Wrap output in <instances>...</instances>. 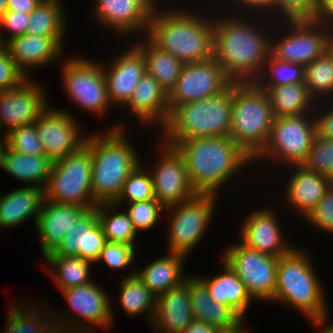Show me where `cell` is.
I'll use <instances>...</instances> for the list:
<instances>
[{"label":"cell","instance_id":"1","mask_svg":"<svg viewBox=\"0 0 333 333\" xmlns=\"http://www.w3.org/2000/svg\"><path fill=\"white\" fill-rule=\"evenodd\" d=\"M221 10L223 14L220 10L213 13V57L233 82L254 81L271 56V31L275 22L266 17L263 20L261 15H228L229 9ZM217 13L221 15L217 17Z\"/></svg>","mask_w":333,"mask_h":333},{"label":"cell","instance_id":"2","mask_svg":"<svg viewBox=\"0 0 333 333\" xmlns=\"http://www.w3.org/2000/svg\"><path fill=\"white\" fill-rule=\"evenodd\" d=\"M160 4L152 13L146 36L183 64L213 58V14L208 15L209 9H206V15L194 6L182 8L180 5L172 7L171 3L167 7L168 4Z\"/></svg>","mask_w":333,"mask_h":333},{"label":"cell","instance_id":"3","mask_svg":"<svg viewBox=\"0 0 333 333\" xmlns=\"http://www.w3.org/2000/svg\"><path fill=\"white\" fill-rule=\"evenodd\" d=\"M174 147L185 159L190 183L200 194L220 196L222 186L253 165L252 158L229 136L184 139Z\"/></svg>","mask_w":333,"mask_h":333},{"label":"cell","instance_id":"4","mask_svg":"<svg viewBox=\"0 0 333 333\" xmlns=\"http://www.w3.org/2000/svg\"><path fill=\"white\" fill-rule=\"evenodd\" d=\"M109 127L89 133L85 141L92 157L91 193L98 204L113 203L127 177L143 162L128 138L127 127L119 122Z\"/></svg>","mask_w":333,"mask_h":333},{"label":"cell","instance_id":"5","mask_svg":"<svg viewBox=\"0 0 333 333\" xmlns=\"http://www.w3.org/2000/svg\"><path fill=\"white\" fill-rule=\"evenodd\" d=\"M300 248L295 247L279 257L276 288L270 302L293 306L308 320L328 318L324 283L317 274L309 252Z\"/></svg>","mask_w":333,"mask_h":333},{"label":"cell","instance_id":"6","mask_svg":"<svg viewBox=\"0 0 333 333\" xmlns=\"http://www.w3.org/2000/svg\"><path fill=\"white\" fill-rule=\"evenodd\" d=\"M231 115L232 83L217 96L176 106L157 138L174 147L184 139L229 136Z\"/></svg>","mask_w":333,"mask_h":333},{"label":"cell","instance_id":"7","mask_svg":"<svg viewBox=\"0 0 333 333\" xmlns=\"http://www.w3.org/2000/svg\"><path fill=\"white\" fill-rule=\"evenodd\" d=\"M274 118L265 89L254 81L232 82L229 137L252 159L265 146Z\"/></svg>","mask_w":333,"mask_h":333},{"label":"cell","instance_id":"8","mask_svg":"<svg viewBox=\"0 0 333 333\" xmlns=\"http://www.w3.org/2000/svg\"><path fill=\"white\" fill-rule=\"evenodd\" d=\"M315 136L313 113L275 117L265 146L252 159L253 166L260 161H272L271 165L276 162L284 169L302 165Z\"/></svg>","mask_w":333,"mask_h":333},{"label":"cell","instance_id":"9","mask_svg":"<svg viewBox=\"0 0 333 333\" xmlns=\"http://www.w3.org/2000/svg\"><path fill=\"white\" fill-rule=\"evenodd\" d=\"M91 179V152L83 145L78 151L52 163L44 187V199L51 203L95 208L98 203L92 197Z\"/></svg>","mask_w":333,"mask_h":333},{"label":"cell","instance_id":"10","mask_svg":"<svg viewBox=\"0 0 333 333\" xmlns=\"http://www.w3.org/2000/svg\"><path fill=\"white\" fill-rule=\"evenodd\" d=\"M106 291L95 281L62 290L70 310L60 312L55 309V312L52 309L55 325L67 333H94L95 326L109 328L114 315L111 297Z\"/></svg>","mask_w":333,"mask_h":333},{"label":"cell","instance_id":"11","mask_svg":"<svg viewBox=\"0 0 333 333\" xmlns=\"http://www.w3.org/2000/svg\"><path fill=\"white\" fill-rule=\"evenodd\" d=\"M219 195L196 194L190 200L165 208L169 214L168 252L188 256L209 231ZM168 212V213H166Z\"/></svg>","mask_w":333,"mask_h":333},{"label":"cell","instance_id":"12","mask_svg":"<svg viewBox=\"0 0 333 333\" xmlns=\"http://www.w3.org/2000/svg\"><path fill=\"white\" fill-rule=\"evenodd\" d=\"M63 90L78 108L103 117L112 108L104 78L103 63L72 56L62 62Z\"/></svg>","mask_w":333,"mask_h":333},{"label":"cell","instance_id":"13","mask_svg":"<svg viewBox=\"0 0 333 333\" xmlns=\"http://www.w3.org/2000/svg\"><path fill=\"white\" fill-rule=\"evenodd\" d=\"M332 38L333 30L317 21L275 23L271 36V56L307 66L326 52Z\"/></svg>","mask_w":333,"mask_h":333},{"label":"cell","instance_id":"14","mask_svg":"<svg viewBox=\"0 0 333 333\" xmlns=\"http://www.w3.org/2000/svg\"><path fill=\"white\" fill-rule=\"evenodd\" d=\"M221 258L244 283L254 301L267 303L273 299L279 257L260 253L237 241L225 246Z\"/></svg>","mask_w":333,"mask_h":333},{"label":"cell","instance_id":"15","mask_svg":"<svg viewBox=\"0 0 333 333\" xmlns=\"http://www.w3.org/2000/svg\"><path fill=\"white\" fill-rule=\"evenodd\" d=\"M158 157L148 169L151 173L155 199L165 208L185 202L198 194L192 187L183 156L175 147L164 144L159 138Z\"/></svg>","mask_w":333,"mask_h":333},{"label":"cell","instance_id":"16","mask_svg":"<svg viewBox=\"0 0 333 333\" xmlns=\"http://www.w3.org/2000/svg\"><path fill=\"white\" fill-rule=\"evenodd\" d=\"M232 82L214 57L186 63L175 87L168 94L170 112L178 105L217 96Z\"/></svg>","mask_w":333,"mask_h":333},{"label":"cell","instance_id":"17","mask_svg":"<svg viewBox=\"0 0 333 333\" xmlns=\"http://www.w3.org/2000/svg\"><path fill=\"white\" fill-rule=\"evenodd\" d=\"M91 9L99 25L121 38L147 35L152 13L161 0H93ZM93 10V11H92ZM107 27V28H106ZM139 34V35H137Z\"/></svg>","mask_w":333,"mask_h":333},{"label":"cell","instance_id":"18","mask_svg":"<svg viewBox=\"0 0 333 333\" xmlns=\"http://www.w3.org/2000/svg\"><path fill=\"white\" fill-rule=\"evenodd\" d=\"M49 107L35 121L46 156L53 162L78 151L87 138L74 113ZM74 115V116H73Z\"/></svg>","mask_w":333,"mask_h":333},{"label":"cell","instance_id":"19","mask_svg":"<svg viewBox=\"0 0 333 333\" xmlns=\"http://www.w3.org/2000/svg\"><path fill=\"white\" fill-rule=\"evenodd\" d=\"M31 80L27 78L15 88L0 91V132L3 136L16 127L34 124L49 107L42 84Z\"/></svg>","mask_w":333,"mask_h":333},{"label":"cell","instance_id":"20","mask_svg":"<svg viewBox=\"0 0 333 333\" xmlns=\"http://www.w3.org/2000/svg\"><path fill=\"white\" fill-rule=\"evenodd\" d=\"M274 207L252 210L239 228V241L245 246L270 256L281 257L291 252L296 246L284 240L285 235L279 224Z\"/></svg>","mask_w":333,"mask_h":333},{"label":"cell","instance_id":"21","mask_svg":"<svg viewBox=\"0 0 333 333\" xmlns=\"http://www.w3.org/2000/svg\"><path fill=\"white\" fill-rule=\"evenodd\" d=\"M126 49L113 61H108V66L103 64L108 97L113 107L123 108L128 104L146 72L143 53L133 43Z\"/></svg>","mask_w":333,"mask_h":333},{"label":"cell","instance_id":"22","mask_svg":"<svg viewBox=\"0 0 333 333\" xmlns=\"http://www.w3.org/2000/svg\"><path fill=\"white\" fill-rule=\"evenodd\" d=\"M106 242L95 207L88 209L77 222H74L53 253L58 256L80 257L96 264Z\"/></svg>","mask_w":333,"mask_h":333},{"label":"cell","instance_id":"23","mask_svg":"<svg viewBox=\"0 0 333 333\" xmlns=\"http://www.w3.org/2000/svg\"><path fill=\"white\" fill-rule=\"evenodd\" d=\"M291 176L288 178L286 191L284 190V204L293 213H297L304 219L308 213L317 205L318 201L326 194L333 185V180L319 173L309 171L302 165L286 167ZM291 168V169H290Z\"/></svg>","mask_w":333,"mask_h":333},{"label":"cell","instance_id":"24","mask_svg":"<svg viewBox=\"0 0 333 333\" xmlns=\"http://www.w3.org/2000/svg\"><path fill=\"white\" fill-rule=\"evenodd\" d=\"M124 110L130 111L141 126L161 129L170 114L168 93L152 75L145 72Z\"/></svg>","mask_w":333,"mask_h":333},{"label":"cell","instance_id":"25","mask_svg":"<svg viewBox=\"0 0 333 333\" xmlns=\"http://www.w3.org/2000/svg\"><path fill=\"white\" fill-rule=\"evenodd\" d=\"M88 210L86 207L51 203L44 199L35 224L40 238L41 255L46 257L61 244L65 234L74 222Z\"/></svg>","mask_w":333,"mask_h":333},{"label":"cell","instance_id":"26","mask_svg":"<svg viewBox=\"0 0 333 333\" xmlns=\"http://www.w3.org/2000/svg\"><path fill=\"white\" fill-rule=\"evenodd\" d=\"M16 66L30 78L31 70L59 63L64 48L54 39L24 34L4 44ZM58 60L57 62H55Z\"/></svg>","mask_w":333,"mask_h":333},{"label":"cell","instance_id":"27","mask_svg":"<svg viewBox=\"0 0 333 333\" xmlns=\"http://www.w3.org/2000/svg\"><path fill=\"white\" fill-rule=\"evenodd\" d=\"M193 320L188 278L156 298V313L150 328L156 333H182Z\"/></svg>","mask_w":333,"mask_h":333},{"label":"cell","instance_id":"28","mask_svg":"<svg viewBox=\"0 0 333 333\" xmlns=\"http://www.w3.org/2000/svg\"><path fill=\"white\" fill-rule=\"evenodd\" d=\"M20 187L0 196L1 230L21 226L29 219L34 220V225L37 222L44 200V188Z\"/></svg>","mask_w":333,"mask_h":333},{"label":"cell","instance_id":"29","mask_svg":"<svg viewBox=\"0 0 333 333\" xmlns=\"http://www.w3.org/2000/svg\"><path fill=\"white\" fill-rule=\"evenodd\" d=\"M220 261L223 268L221 274L196 277L206 286L213 300L227 305L240 319H246L247 310L254 300L229 265L222 259Z\"/></svg>","mask_w":333,"mask_h":333},{"label":"cell","instance_id":"30","mask_svg":"<svg viewBox=\"0 0 333 333\" xmlns=\"http://www.w3.org/2000/svg\"><path fill=\"white\" fill-rule=\"evenodd\" d=\"M186 258L184 254L167 251L166 256H159L144 268L137 267L136 275L157 298L190 277L184 273Z\"/></svg>","mask_w":333,"mask_h":333},{"label":"cell","instance_id":"31","mask_svg":"<svg viewBox=\"0 0 333 333\" xmlns=\"http://www.w3.org/2000/svg\"><path fill=\"white\" fill-rule=\"evenodd\" d=\"M190 304L194 319L224 330L240 318L227 306L213 300L206 286L195 276L189 277Z\"/></svg>","mask_w":333,"mask_h":333},{"label":"cell","instance_id":"32","mask_svg":"<svg viewBox=\"0 0 333 333\" xmlns=\"http://www.w3.org/2000/svg\"><path fill=\"white\" fill-rule=\"evenodd\" d=\"M135 40L132 43L143 53L146 73L152 75L169 94L175 87L184 64L157 47L146 35Z\"/></svg>","mask_w":333,"mask_h":333},{"label":"cell","instance_id":"33","mask_svg":"<svg viewBox=\"0 0 333 333\" xmlns=\"http://www.w3.org/2000/svg\"><path fill=\"white\" fill-rule=\"evenodd\" d=\"M52 163L53 161L46 155L20 154L7 146L3 155L2 169L26 186L44 188Z\"/></svg>","mask_w":333,"mask_h":333},{"label":"cell","instance_id":"34","mask_svg":"<svg viewBox=\"0 0 333 333\" xmlns=\"http://www.w3.org/2000/svg\"><path fill=\"white\" fill-rule=\"evenodd\" d=\"M13 302L6 314L7 322L3 333H48L55 326L50 306L48 309L44 304L38 307V302H33L34 305L29 301Z\"/></svg>","mask_w":333,"mask_h":333},{"label":"cell","instance_id":"35","mask_svg":"<svg viewBox=\"0 0 333 333\" xmlns=\"http://www.w3.org/2000/svg\"><path fill=\"white\" fill-rule=\"evenodd\" d=\"M62 1L42 0L30 14L26 34L54 38L64 48L68 16Z\"/></svg>","mask_w":333,"mask_h":333},{"label":"cell","instance_id":"36","mask_svg":"<svg viewBox=\"0 0 333 333\" xmlns=\"http://www.w3.org/2000/svg\"><path fill=\"white\" fill-rule=\"evenodd\" d=\"M118 305L129 317L145 315L151 325L156 313V297L136 275V270L119 281Z\"/></svg>","mask_w":333,"mask_h":333},{"label":"cell","instance_id":"37","mask_svg":"<svg viewBox=\"0 0 333 333\" xmlns=\"http://www.w3.org/2000/svg\"><path fill=\"white\" fill-rule=\"evenodd\" d=\"M259 87L266 90L275 117L312 113L316 106L304 83Z\"/></svg>","mask_w":333,"mask_h":333},{"label":"cell","instance_id":"38","mask_svg":"<svg viewBox=\"0 0 333 333\" xmlns=\"http://www.w3.org/2000/svg\"><path fill=\"white\" fill-rule=\"evenodd\" d=\"M43 259L48 264V267H52H49L47 271L45 269V272L51 276L60 291L86 285L93 281L90 278V271H92L91 269H93L92 267L95 264L89 260L80 257L58 256L53 252Z\"/></svg>","mask_w":333,"mask_h":333},{"label":"cell","instance_id":"39","mask_svg":"<svg viewBox=\"0 0 333 333\" xmlns=\"http://www.w3.org/2000/svg\"><path fill=\"white\" fill-rule=\"evenodd\" d=\"M121 209L113 203H100L96 206L98 220L107 241L122 242L136 247L138 234L128 214L124 209L120 211Z\"/></svg>","mask_w":333,"mask_h":333},{"label":"cell","instance_id":"40","mask_svg":"<svg viewBox=\"0 0 333 333\" xmlns=\"http://www.w3.org/2000/svg\"><path fill=\"white\" fill-rule=\"evenodd\" d=\"M304 85L316 103L333 100V61L327 52L305 66Z\"/></svg>","mask_w":333,"mask_h":333},{"label":"cell","instance_id":"41","mask_svg":"<svg viewBox=\"0 0 333 333\" xmlns=\"http://www.w3.org/2000/svg\"><path fill=\"white\" fill-rule=\"evenodd\" d=\"M319 4L320 0H269L267 17L275 23L316 21Z\"/></svg>","mask_w":333,"mask_h":333},{"label":"cell","instance_id":"42","mask_svg":"<svg viewBox=\"0 0 333 333\" xmlns=\"http://www.w3.org/2000/svg\"><path fill=\"white\" fill-rule=\"evenodd\" d=\"M304 74V65L281 61L270 56L254 82L258 86L293 85L304 83Z\"/></svg>","mask_w":333,"mask_h":333},{"label":"cell","instance_id":"43","mask_svg":"<svg viewBox=\"0 0 333 333\" xmlns=\"http://www.w3.org/2000/svg\"><path fill=\"white\" fill-rule=\"evenodd\" d=\"M144 162L140 163L127 177L121 193L113 202L115 205L148 201L155 199L151 173Z\"/></svg>","mask_w":333,"mask_h":333},{"label":"cell","instance_id":"44","mask_svg":"<svg viewBox=\"0 0 333 333\" xmlns=\"http://www.w3.org/2000/svg\"><path fill=\"white\" fill-rule=\"evenodd\" d=\"M116 206L121 208L122 206H124L123 208L127 206L125 212L128 214L137 233L152 229L156 223L161 221L162 212H165V207L156 199Z\"/></svg>","mask_w":333,"mask_h":333},{"label":"cell","instance_id":"45","mask_svg":"<svg viewBox=\"0 0 333 333\" xmlns=\"http://www.w3.org/2000/svg\"><path fill=\"white\" fill-rule=\"evenodd\" d=\"M302 166L333 180V139L315 136L308 157Z\"/></svg>","mask_w":333,"mask_h":333},{"label":"cell","instance_id":"46","mask_svg":"<svg viewBox=\"0 0 333 333\" xmlns=\"http://www.w3.org/2000/svg\"><path fill=\"white\" fill-rule=\"evenodd\" d=\"M7 146L20 154L46 155L35 124L16 127L5 135Z\"/></svg>","mask_w":333,"mask_h":333},{"label":"cell","instance_id":"47","mask_svg":"<svg viewBox=\"0 0 333 333\" xmlns=\"http://www.w3.org/2000/svg\"><path fill=\"white\" fill-rule=\"evenodd\" d=\"M136 250L137 248L134 245L107 241L96 263L104 261L109 268L113 270L122 269L125 272L131 264L136 262Z\"/></svg>","mask_w":333,"mask_h":333},{"label":"cell","instance_id":"48","mask_svg":"<svg viewBox=\"0 0 333 333\" xmlns=\"http://www.w3.org/2000/svg\"><path fill=\"white\" fill-rule=\"evenodd\" d=\"M307 224L318 231L333 234V185L304 218Z\"/></svg>","mask_w":333,"mask_h":333},{"label":"cell","instance_id":"49","mask_svg":"<svg viewBox=\"0 0 333 333\" xmlns=\"http://www.w3.org/2000/svg\"><path fill=\"white\" fill-rule=\"evenodd\" d=\"M27 77L16 66L4 44H0V91L19 86Z\"/></svg>","mask_w":333,"mask_h":333},{"label":"cell","instance_id":"50","mask_svg":"<svg viewBox=\"0 0 333 333\" xmlns=\"http://www.w3.org/2000/svg\"><path fill=\"white\" fill-rule=\"evenodd\" d=\"M30 20V14H23L15 11H6L0 17V44H5L14 37L26 34L27 25ZM3 28V29H2ZM10 33L5 38V33ZM7 31V32H6Z\"/></svg>","mask_w":333,"mask_h":333},{"label":"cell","instance_id":"51","mask_svg":"<svg viewBox=\"0 0 333 333\" xmlns=\"http://www.w3.org/2000/svg\"><path fill=\"white\" fill-rule=\"evenodd\" d=\"M312 113L316 136L333 139V100L317 102Z\"/></svg>","mask_w":333,"mask_h":333},{"label":"cell","instance_id":"52","mask_svg":"<svg viewBox=\"0 0 333 333\" xmlns=\"http://www.w3.org/2000/svg\"><path fill=\"white\" fill-rule=\"evenodd\" d=\"M220 2L218 3L219 6L221 5L220 3L225 4L224 6L229 8L230 10L227 13H233V14H255L258 15L260 14L261 16H264L267 18V9L269 5V0H219ZM236 4V5H235ZM230 5V6H229ZM232 5V6H231ZM232 7V9H231ZM240 9H239V8ZM237 8V9H236ZM237 10V11H236ZM242 11V12H241Z\"/></svg>","mask_w":333,"mask_h":333},{"label":"cell","instance_id":"53","mask_svg":"<svg viewBox=\"0 0 333 333\" xmlns=\"http://www.w3.org/2000/svg\"><path fill=\"white\" fill-rule=\"evenodd\" d=\"M316 21L333 30V0H320Z\"/></svg>","mask_w":333,"mask_h":333},{"label":"cell","instance_id":"54","mask_svg":"<svg viewBox=\"0 0 333 333\" xmlns=\"http://www.w3.org/2000/svg\"><path fill=\"white\" fill-rule=\"evenodd\" d=\"M42 0H8L7 11L31 14Z\"/></svg>","mask_w":333,"mask_h":333},{"label":"cell","instance_id":"55","mask_svg":"<svg viewBox=\"0 0 333 333\" xmlns=\"http://www.w3.org/2000/svg\"><path fill=\"white\" fill-rule=\"evenodd\" d=\"M220 329L216 326L209 325L205 322L193 320L182 333H220Z\"/></svg>","mask_w":333,"mask_h":333},{"label":"cell","instance_id":"56","mask_svg":"<svg viewBox=\"0 0 333 333\" xmlns=\"http://www.w3.org/2000/svg\"><path fill=\"white\" fill-rule=\"evenodd\" d=\"M330 318H324V319H315V320H309V323L312 324V326L318 327L315 333H333V323L327 321ZM320 329V330H319Z\"/></svg>","mask_w":333,"mask_h":333},{"label":"cell","instance_id":"57","mask_svg":"<svg viewBox=\"0 0 333 333\" xmlns=\"http://www.w3.org/2000/svg\"><path fill=\"white\" fill-rule=\"evenodd\" d=\"M244 320L246 319H240L234 326L221 330L220 333H249L247 328L244 326L245 325Z\"/></svg>","mask_w":333,"mask_h":333},{"label":"cell","instance_id":"58","mask_svg":"<svg viewBox=\"0 0 333 333\" xmlns=\"http://www.w3.org/2000/svg\"><path fill=\"white\" fill-rule=\"evenodd\" d=\"M7 147V142L5 136L0 137V168L3 167V155L5 153V149Z\"/></svg>","mask_w":333,"mask_h":333},{"label":"cell","instance_id":"59","mask_svg":"<svg viewBox=\"0 0 333 333\" xmlns=\"http://www.w3.org/2000/svg\"><path fill=\"white\" fill-rule=\"evenodd\" d=\"M8 0H0V17L7 11Z\"/></svg>","mask_w":333,"mask_h":333},{"label":"cell","instance_id":"60","mask_svg":"<svg viewBox=\"0 0 333 333\" xmlns=\"http://www.w3.org/2000/svg\"><path fill=\"white\" fill-rule=\"evenodd\" d=\"M326 52L332 57V61H333V38L328 43Z\"/></svg>","mask_w":333,"mask_h":333},{"label":"cell","instance_id":"61","mask_svg":"<svg viewBox=\"0 0 333 333\" xmlns=\"http://www.w3.org/2000/svg\"><path fill=\"white\" fill-rule=\"evenodd\" d=\"M48 333H67L55 325Z\"/></svg>","mask_w":333,"mask_h":333}]
</instances>
